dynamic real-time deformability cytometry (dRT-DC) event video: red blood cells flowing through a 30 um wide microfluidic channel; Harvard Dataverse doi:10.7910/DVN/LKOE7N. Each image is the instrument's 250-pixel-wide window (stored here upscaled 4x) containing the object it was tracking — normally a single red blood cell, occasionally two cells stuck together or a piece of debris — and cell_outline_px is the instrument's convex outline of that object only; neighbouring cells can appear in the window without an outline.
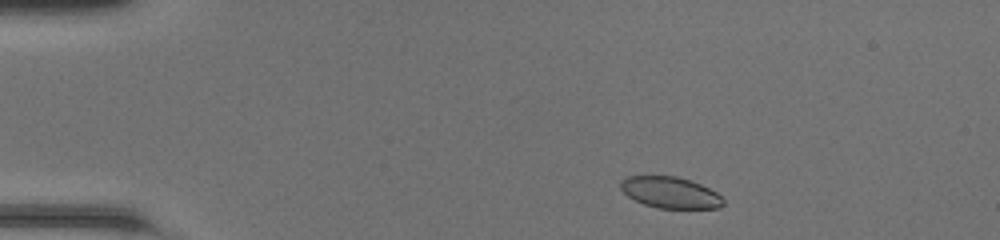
{"species": "common noctule bat (a hibernating species)", "species_latin": "Nyctalus noctula", "temperature_condition": "room temperature", "stored_images_in_passage": 43, "camera_frame_rate_fps": 3000, "um_per_image_px": 0.085, "animal": {"sex": "female", "body_mass_g": 20.0, "forearm_length_mm": 54.0}, "frame": {"image": 1, "passage_image": 3, "time_ms": 0.667, "image_size_px": [1000, 240], "cell_outline_px": [[724, 204], [720, 208], [656, 208], [644, 204], [628, 196], [620, 188], [620, 180], [628, 176], [676, 176], [700, 184], [716, 192], [724, 200]], "centroid_in_image_um": [56.96, 16.37], "position_along_channel_um": 28.0, "area_um2": 18.61}}
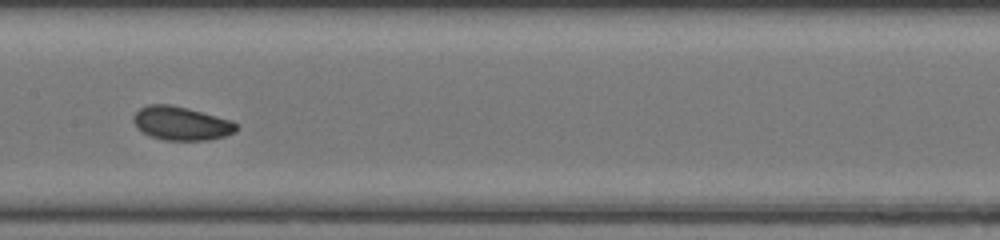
{"frame": {"image": 2, "passage_image": 20, "time_ms": 6.333, "image_size_px": [1000, 240], "cell_outline_px": [[236, 132], [224, 136], [208, 140], [164, 140], [152, 136], [136, 128], [132, 120], [132, 116], [140, 108], [148, 104], [168, 104], [188, 108], [232, 120], [236, 124]], "centroid_in_image_um": [15.38, 10.48], "position_along_channel_um": 192.0, "area_um2": 20.17}}
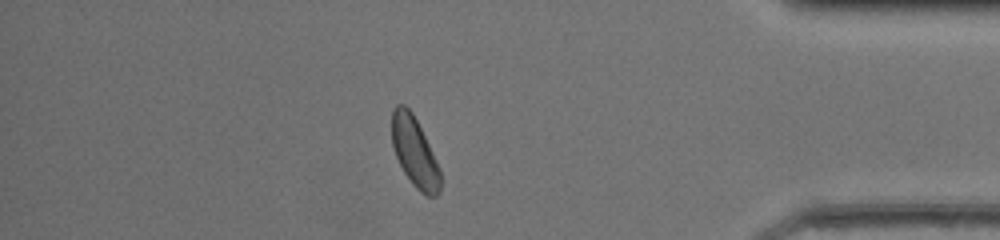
{"frame": {"image": 3, "passage_image": 37, "time_ms": 12.0, "image_size_px": [1000, 240], "cell_outline_px": [[440, 192], [436, 196], [428, 196], [420, 192], [412, 184], [404, 172], [396, 156], [392, 144], [392, 108], [396, 104], [404, 104], [412, 112], [440, 168]], "centroid_in_image_um": [35.23, 12.92], "position_along_channel_um": 400.0, "area_um2": 19.48}, "authors_computed_cell_mechanics": {"area_um2": 19.7676, "velocity_mm_per_s": 4.2598, "shape_relaxation_time_tau1_ms": 2.2004, "shape_relaxation_time_tau2_ms": 5.5916, "deformation_change_tau1": 0.0869, "deformation_change_tau2": 0.1101}}